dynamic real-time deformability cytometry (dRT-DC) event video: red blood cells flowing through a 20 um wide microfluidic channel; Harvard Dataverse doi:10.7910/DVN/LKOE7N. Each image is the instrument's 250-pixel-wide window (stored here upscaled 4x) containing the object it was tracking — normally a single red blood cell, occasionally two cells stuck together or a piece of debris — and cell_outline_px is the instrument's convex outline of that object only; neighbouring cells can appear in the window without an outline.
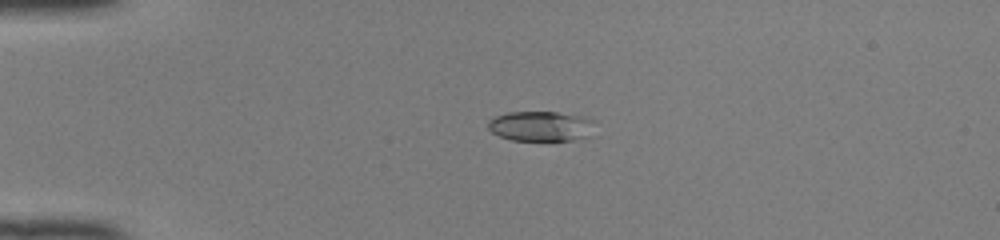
{"species": "common noctule bat (a hibernating species)", "species_latin": "Nyctalus noctula", "temperature_condition": "room temperature", "stored_images_in_passage": 38, "camera_frame_rate_fps": 3000, "um_per_image_px": 0.085, "animal": {"sex": "female", "body_mass_g": 22.0, "forearm_length_mm": 56.7}, "frame": {"image": 1, "passage_image": 1, "time_ms": 0.0, "image_size_px": [1000, 240], "cell_outline_px": [[596, 120], [588, 136], [572, 140], [512, 140], [500, 136], [492, 132], [488, 128], [488, 120], [496, 116], [508, 112], [556, 112], [580, 116]], "centroid_in_image_um": [45.96, 10.72], "position_along_channel_um": 39.0, "area_um2": 18.55}}
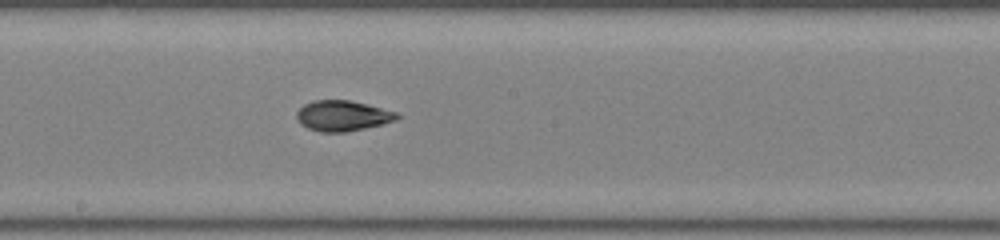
{"frame": {"image": 2, "passage_image": 17, "time_ms": 5.333, "image_size_px": [1000, 240], "cell_outline_px": [[400, 116], [396, 120], [364, 128], [344, 132], [320, 132], [308, 128], [300, 124], [296, 116], [296, 112], [304, 104], [312, 100], [348, 100], [396, 112]], "centroid_in_image_um": [29.06, 9.84], "position_along_channel_um": 219.1, "area_um2": 17.57}}
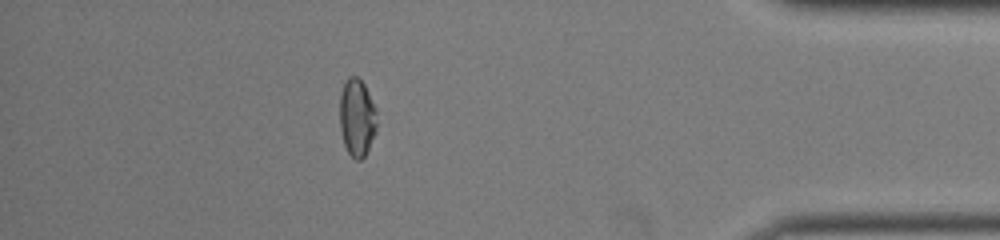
{"frame": {"image": 3, "passage_image": 33, "time_ms": 10.667, "image_size_px": [1000, 240], "cell_outline_px": [[376, 132], [364, 156], [360, 160], [356, 160], [348, 152], [344, 144], [340, 128], [340, 92], [344, 80], [348, 76], [356, 76], [364, 84], [376, 108]], "centroid_in_image_um": [30.33, 9.96], "position_along_channel_um": 404.9, "area_um2": 16.82}, "authors_computed_cell_mechanics": {"area_um2": 17.8602, "velocity_mm_per_s": 4.1407, "shape_relaxation_time_tau1_ms": 6.0265, "shape_relaxation_time_tau2_ms": 2.1188, "deformation_change_tau1": 0.1971, "deformation_change_tau2": 0.0756}}